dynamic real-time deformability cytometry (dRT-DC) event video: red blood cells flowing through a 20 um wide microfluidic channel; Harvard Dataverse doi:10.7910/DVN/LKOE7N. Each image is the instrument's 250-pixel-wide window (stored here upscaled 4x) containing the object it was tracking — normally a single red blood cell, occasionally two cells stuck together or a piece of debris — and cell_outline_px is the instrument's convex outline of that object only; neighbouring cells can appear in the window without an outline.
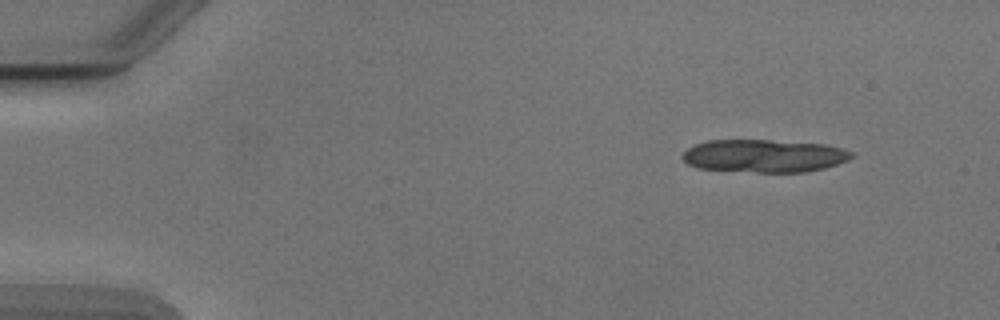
{"species": "Egyptian fruit bat (a non-hibernating species)", "species_latin": "Rousettus aegyptiacus", "temperature_condition": "cold", "stored_images_in_passage": 3, "segment_of_instrument_passage": [2, 2], "camera_frame_rate_fps": 3000, "um_per_image_px": 0.085, "animal": {"sex": "male"}, "frame": {"image": 1, "passage_image": 3, "time_ms": 3.333, "image_size_px": [1000, 320], "cell_outline_px": [[856, 156], [848, 160], [824, 168], [804, 172], [756, 172], [696, 168], [688, 164], [680, 156], [688, 148], [696, 144], [708, 140], [768, 140], [824, 144], [840, 148], [852, 152]], "centroid_in_image_um": [64.94, 13.25], "position_along_channel_um": 20.1, "area_um2": 32.31}}